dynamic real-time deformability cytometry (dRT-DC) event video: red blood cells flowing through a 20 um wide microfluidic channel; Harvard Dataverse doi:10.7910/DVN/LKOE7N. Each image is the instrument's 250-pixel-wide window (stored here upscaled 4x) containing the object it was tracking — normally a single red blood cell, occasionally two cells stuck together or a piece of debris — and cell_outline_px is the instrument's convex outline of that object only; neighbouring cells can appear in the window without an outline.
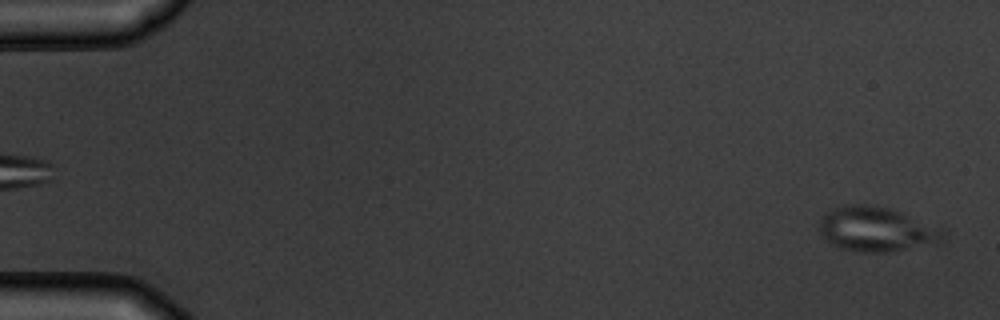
{"species": "common noctule bat (a hibernating species)", "species_latin": "Nyctalus noctula", "temperature_condition": "warm", "stored_images_in_passage": 4, "camera_frame_rate_fps": 3000, "um_per_image_px": 0.085, "animal": {"sex": "male", "body_mass_g": 19.5, "forearm_length_mm": 54.6}, "frame": {"image": 1, "passage_image": 4, "time_ms": 3.333, "image_size_px": [1000, 320], "cell_outline_px": [[948, 232], [940, 240], [892, 252], [860, 252], [840, 248], [832, 244], [820, 236], [820, 216], [844, 204], [860, 204], [888, 208], [900, 212], [944, 228]], "centroid_in_image_um": [74.46, 19.48], "position_along_channel_um": 10.5, "area_um2": 31.91}}